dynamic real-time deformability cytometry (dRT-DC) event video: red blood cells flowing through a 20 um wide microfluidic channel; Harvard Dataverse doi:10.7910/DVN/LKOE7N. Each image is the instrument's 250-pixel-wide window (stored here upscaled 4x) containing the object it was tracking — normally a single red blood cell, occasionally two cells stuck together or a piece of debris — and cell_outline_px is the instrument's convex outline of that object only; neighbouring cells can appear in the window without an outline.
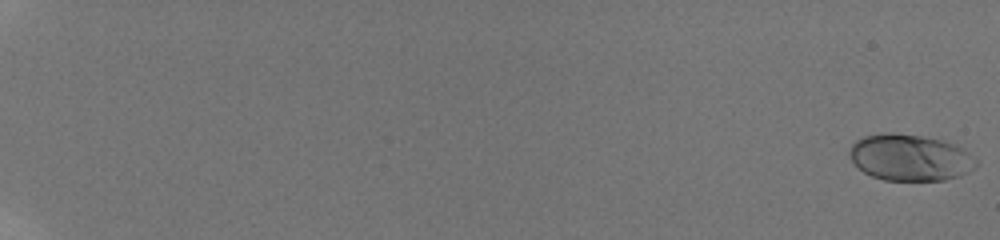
{"species": "human", "species_latin": "Homo sapiens", "temperature_condition": "room temperature", "stored_images_in_passage": 12, "camera_frame_rate_fps": 3000, "um_per_image_px": 0.085, "donor": {"sex": "male"}, "frame": {"image": 1, "passage_image": 1, "time_ms": 0.0, "image_size_px": [1000, 240], "cell_outline_px": [[976, 168], [960, 176], [944, 180], [884, 180], [872, 176], [864, 172], [848, 156], [848, 152], [852, 144], [856, 140], [864, 136], [880, 132], [892, 132], [924, 136], [944, 140], [956, 144], [964, 148], [976, 160]], "centroid_in_image_um": [77.36, 13.37], "position_along_channel_um": 7.6, "area_um2": 34.62}}
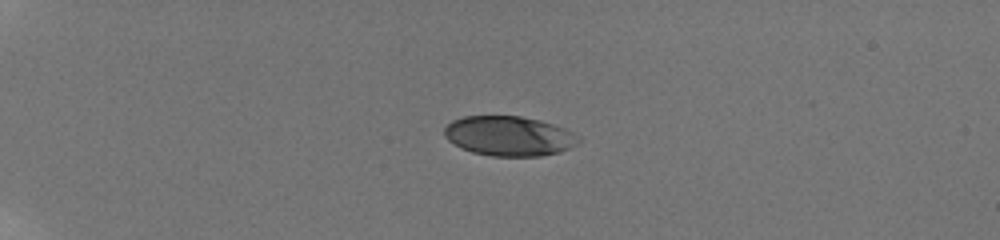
{"frame": {"image": 2, "passage_image": 9, "time_ms": 5.667, "image_size_px": [1000, 240], "cell_outline_px": [[580, 140], [576, 144], [560, 152], [540, 156], [492, 156], [472, 152], [460, 148], [448, 140], [444, 136], [444, 128], [452, 120], [464, 116], [520, 116], [540, 120], [564, 128], [572, 132]], "centroid_in_image_um": [43.23, 11.56], "position_along_channel_um": 41.8, "area_um2": 31.04}}
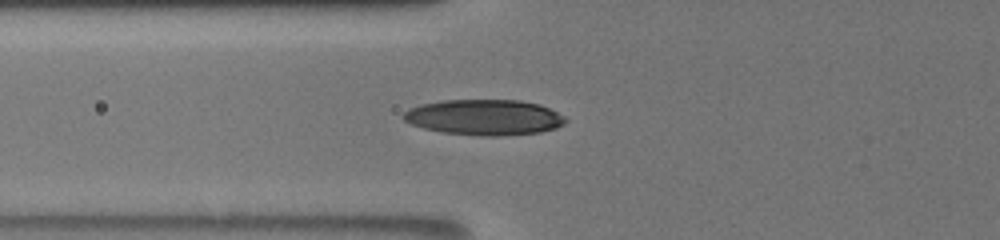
{"frame": {"image": 3, "passage_image": 12, "time_ms": 8.667, "image_size_px": [1000, 240], "cell_outline_px": [[568, 120], [564, 124], [556, 128], [540, 132], [500, 136], [480, 136], [444, 132], [424, 128], [412, 124], [404, 120], [400, 116], [408, 108], [420, 104], [444, 100], [520, 100], [540, 104], [564, 116]], "centroid_in_image_um": [41.16, 9.97], "position_along_channel_um": 84.6, "area_um2": 33.76}}